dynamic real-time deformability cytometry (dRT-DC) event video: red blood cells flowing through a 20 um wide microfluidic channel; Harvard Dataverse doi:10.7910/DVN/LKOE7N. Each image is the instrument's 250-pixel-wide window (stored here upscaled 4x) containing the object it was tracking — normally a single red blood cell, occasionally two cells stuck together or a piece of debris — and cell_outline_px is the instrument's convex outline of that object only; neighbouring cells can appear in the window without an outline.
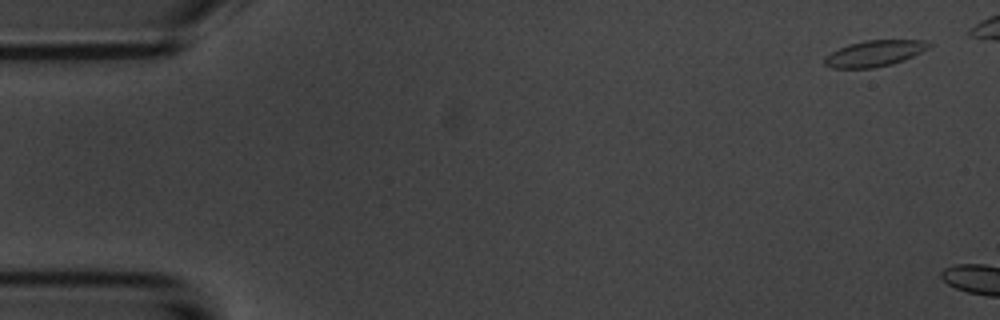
{"species": "common noctule bat (a hibernating species)", "species_latin": "Nyctalus noctula", "temperature_condition": "room temperature", "stored_images_in_passage": 2, "camera_frame_rate_fps": 3000, "um_per_image_px": 0.085, "animal": {"sex": "male", "body_mass_g": 20.1, "forearm_length_mm": 53.5}, "frame": {"image": 1, "passage_image": 1, "time_ms": 0.0, "image_size_px": [1000, 320], "cell_outline_px": [[932, 44], [928, 48], [904, 60], [892, 64], [872, 68], [832, 68], [824, 64], [824, 56], [848, 44], [864, 40], [924, 40]], "centroid_in_image_um": [74.31, 4.54], "position_along_channel_um": 10.7, "area_um2": 15.78}}